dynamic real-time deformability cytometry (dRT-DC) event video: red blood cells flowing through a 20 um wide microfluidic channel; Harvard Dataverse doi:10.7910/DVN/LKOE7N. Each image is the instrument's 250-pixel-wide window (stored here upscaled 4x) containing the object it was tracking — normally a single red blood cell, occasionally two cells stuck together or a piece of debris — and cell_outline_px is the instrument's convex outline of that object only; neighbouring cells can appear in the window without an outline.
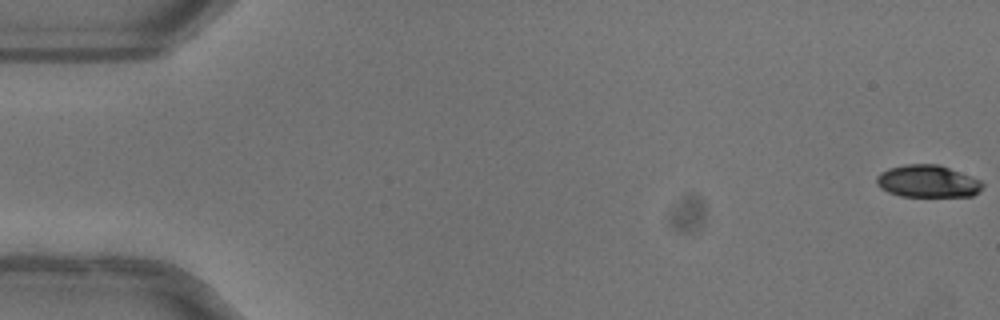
{"species": "common noctule bat (a hibernating species)", "species_latin": "Nyctalus noctula", "temperature_condition": "warm", "stored_images_in_passage": 45, "camera_frame_rate_fps": 3000, "um_per_image_px": 0.085, "animal": {"sex": "female"}, "frame": {"image": 1, "passage_image": 1, "time_ms": 0.0, "image_size_px": [1000, 320], "cell_outline_px": [[984, 188], [980, 192], [972, 196], [900, 196], [888, 192], [880, 188], [876, 184], [876, 176], [880, 172], [888, 168], [904, 164], [940, 164], [980, 180], [984, 184]], "centroid_in_image_um": [78.84, 15.41], "position_along_channel_um": 6.2, "area_um2": 20.17}}
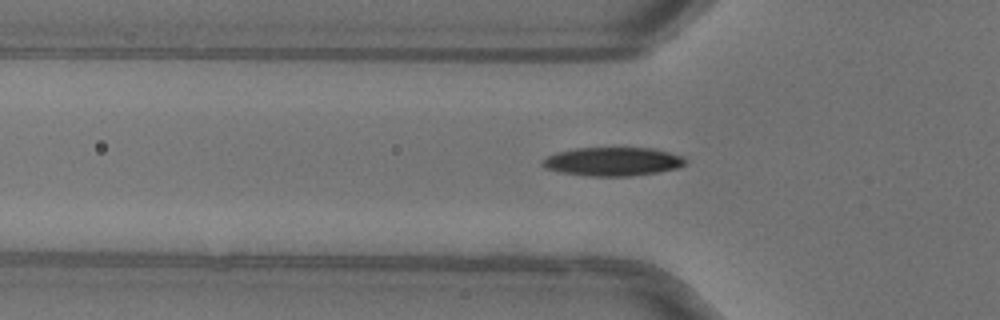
{"frame": {"image": 2, "passage_image": 18, "time_ms": 5.667, "image_size_px": [1000, 320], "cell_outline_px": [[688, 160], [680, 168], [632, 176], [588, 176], [560, 172], [544, 168], [540, 164], [540, 160], [556, 152], [576, 148], [652, 148], [684, 156]], "centroid_in_image_um": [52.07, 13.73], "position_along_channel_um": 73.7, "area_um2": 24.04}}